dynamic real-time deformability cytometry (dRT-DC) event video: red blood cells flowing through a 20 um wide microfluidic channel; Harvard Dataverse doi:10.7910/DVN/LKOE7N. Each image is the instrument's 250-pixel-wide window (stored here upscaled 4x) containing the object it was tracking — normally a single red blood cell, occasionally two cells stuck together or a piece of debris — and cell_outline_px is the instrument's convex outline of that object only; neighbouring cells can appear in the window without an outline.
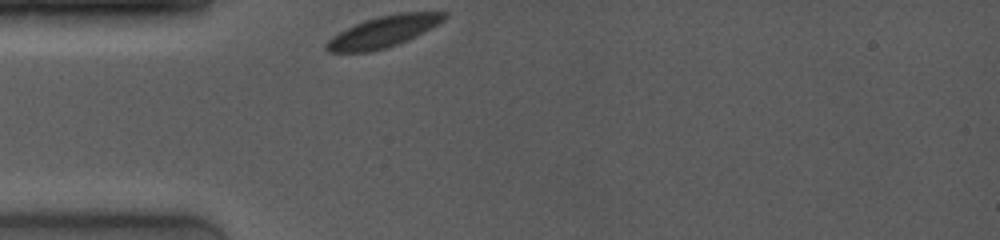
{"species": "common noctule bat (a hibernating species)", "species_latin": "Nyctalus noctula", "temperature_condition": "room temperature", "stored_images_in_passage": 1, "camera_frame_rate_fps": 4000, "um_per_image_px": 0.085, "animal": {"sex": "female", "body_mass_g": 19.0, "forearm_length_mm": 53.3}, "frame": {"image": 1, "passage_image": 1, "time_ms": 0.0, "image_size_px": [1000, 240], "cell_outline_px": [[448, 16], [444, 20], [396, 44], [384, 48], [368, 52], [328, 52], [324, 48], [324, 44], [332, 36], [364, 20], [380, 16], [400, 12], [448, 12]], "centroid_in_image_um": [32.52, 2.68], "position_along_channel_um": 52.5, "area_um2": 20.81}}